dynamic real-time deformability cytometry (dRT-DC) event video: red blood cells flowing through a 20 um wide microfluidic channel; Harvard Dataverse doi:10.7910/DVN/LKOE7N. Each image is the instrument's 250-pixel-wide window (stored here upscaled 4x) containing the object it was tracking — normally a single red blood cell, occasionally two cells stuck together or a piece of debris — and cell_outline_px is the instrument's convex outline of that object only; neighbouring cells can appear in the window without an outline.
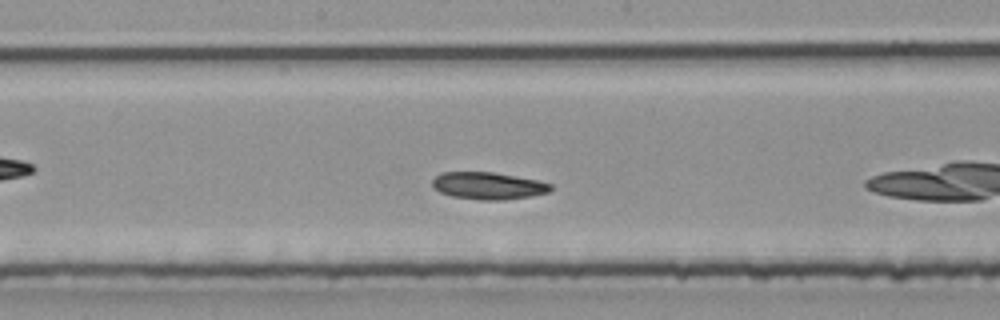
{"species": "common noctule bat (a hibernating species)", "species_latin": "Nyctalus noctula", "temperature_condition": "room temperature", "stored_images_in_passage": 30, "segment_of_instrument_passage": [1, 2], "camera_frame_rate_fps": 3000, "um_per_image_px": 0.085, "animal": {"sex": "male", "body_mass_g": 20.4}, "frame": {"image": 1, "passage_image": 9, "time_ms": 2.667, "image_size_px": [1000, 320], "cell_outline_px": [[552, 188], [548, 192], [532, 196], [500, 200], [480, 200], [452, 196], [440, 192], [432, 188], [432, 180], [440, 172], [492, 172], [516, 176], [536, 180], [552, 184]], "centroid_in_image_um": [41.46, 15.79], "position_along_channel_um": 206.7, "area_um2": 18.73}}